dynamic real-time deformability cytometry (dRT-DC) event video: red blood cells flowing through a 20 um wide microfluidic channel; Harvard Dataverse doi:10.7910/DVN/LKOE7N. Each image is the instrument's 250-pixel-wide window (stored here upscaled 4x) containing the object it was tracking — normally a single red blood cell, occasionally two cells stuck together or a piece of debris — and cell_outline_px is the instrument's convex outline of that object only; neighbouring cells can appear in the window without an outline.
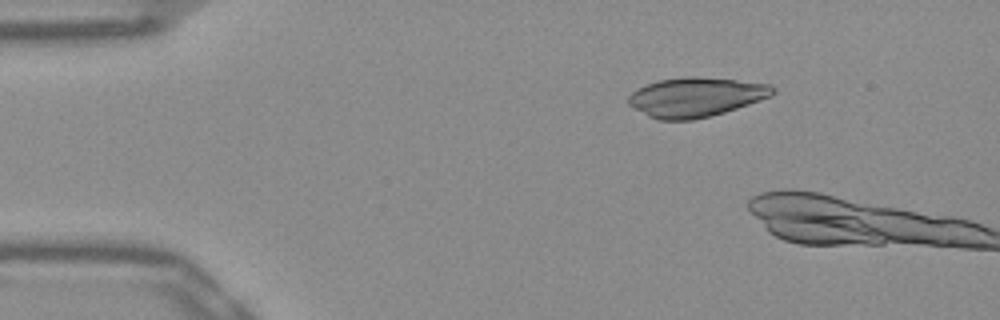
{"species": "Egyptian fruit bat (a non-hibernating species)", "species_latin": "Rousettus aegyptiacus", "temperature_condition": "warm", "stored_images_in_passage": 3, "camera_frame_rate_fps": 3000, "um_per_image_px": 0.085, "frame": {"image": 1, "passage_image": 1, "time_ms": 0.0, "image_size_px": [1000, 320], "cell_outline_px": [[776, 92], [772, 96], [712, 116], [692, 120], [656, 120], [648, 116], [628, 104], [628, 96], [636, 88], [644, 84], [660, 80], [688, 76], [696, 76], [736, 80], [772, 84], [776, 88]], "centroid_in_image_um": [59.14, 8.25], "position_along_channel_um": 25.9, "area_um2": 33.35}}